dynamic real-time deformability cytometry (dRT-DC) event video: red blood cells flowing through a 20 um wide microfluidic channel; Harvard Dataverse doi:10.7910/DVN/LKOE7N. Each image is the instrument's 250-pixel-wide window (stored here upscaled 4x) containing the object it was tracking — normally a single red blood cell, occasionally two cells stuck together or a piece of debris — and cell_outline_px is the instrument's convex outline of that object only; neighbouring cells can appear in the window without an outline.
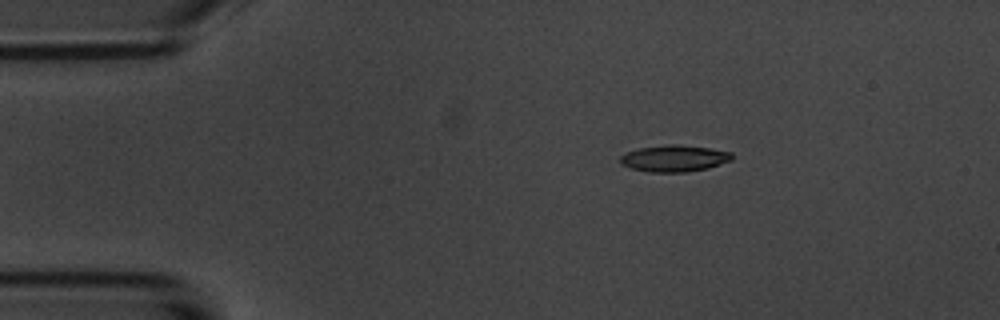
{"species": "common noctule bat (a hibernating species)", "species_latin": "Nyctalus noctula", "temperature_condition": "room temperature", "stored_images_in_passage": 2, "camera_frame_rate_fps": 3000, "um_per_image_px": 0.085, "animal": {"sex": "male", "body_mass_g": 20.1, "forearm_length_mm": 53.5}, "frame": {"image": 1, "passage_image": 1, "time_ms": 0.0, "image_size_px": [1000, 320], "cell_outline_px": [[732, 160], [708, 168], [684, 172], [648, 172], [632, 168], [620, 164], [620, 156], [624, 152], [636, 148], [668, 144], [676, 144], [708, 148], [732, 152]], "centroid_in_image_um": [57.26, 13.45], "position_along_channel_um": 27.7, "area_um2": 17.4}}